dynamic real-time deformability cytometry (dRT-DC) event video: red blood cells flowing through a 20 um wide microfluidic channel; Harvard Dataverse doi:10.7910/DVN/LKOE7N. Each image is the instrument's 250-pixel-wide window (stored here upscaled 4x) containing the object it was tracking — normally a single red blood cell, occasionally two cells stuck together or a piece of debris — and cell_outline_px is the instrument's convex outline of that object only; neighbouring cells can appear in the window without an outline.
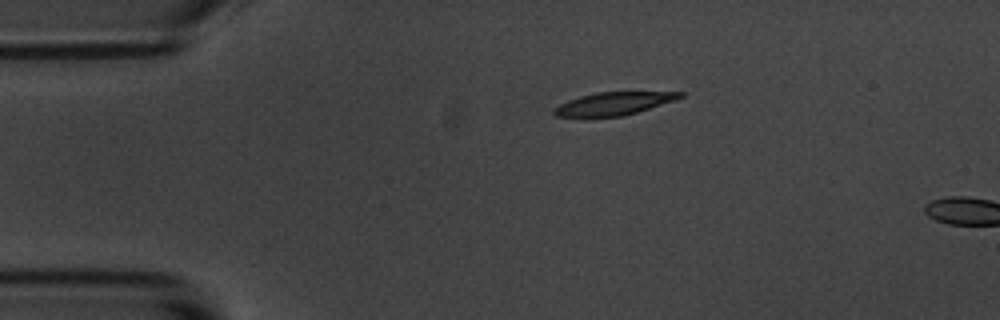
{"species": "common noctule bat (a hibernating species)", "species_latin": "Nyctalus noctula", "temperature_condition": "room temperature", "stored_images_in_passage": 4, "camera_frame_rate_fps": 3000, "um_per_image_px": 0.085, "animal": {"sex": "male", "body_mass_g": 20.1, "forearm_length_mm": 53.5}, "frame": {"image": 1, "passage_image": 1, "time_ms": 0.0, "image_size_px": [1000, 320], "cell_outline_px": [[684, 96], [676, 100], [624, 116], [556, 116], [552, 112], [552, 108], [568, 100], [580, 96], [596, 92], [684, 92]], "centroid_in_image_um": [52.17, 8.8], "position_along_channel_um": 32.8, "area_um2": 16.65}}